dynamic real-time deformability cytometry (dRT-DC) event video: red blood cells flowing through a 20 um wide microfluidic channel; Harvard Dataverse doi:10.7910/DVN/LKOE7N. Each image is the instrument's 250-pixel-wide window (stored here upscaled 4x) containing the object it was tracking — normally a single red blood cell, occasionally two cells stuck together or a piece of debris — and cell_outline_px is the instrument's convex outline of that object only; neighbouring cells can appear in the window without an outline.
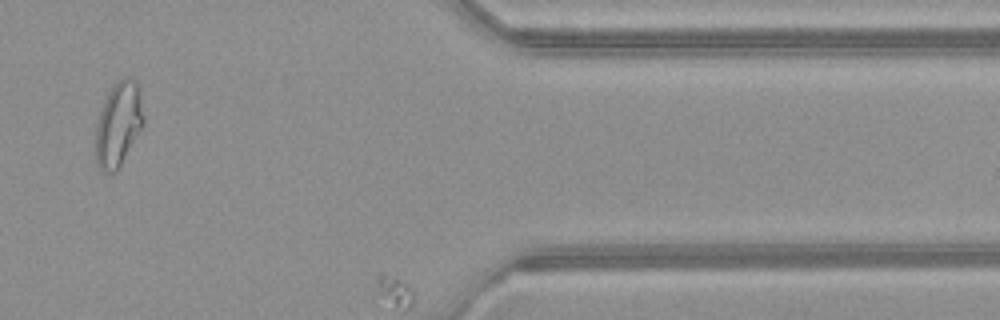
{"species": "common noctule bat (a hibernating species)", "species_latin": "Nyctalus noctula", "temperature_condition": "warm", "stored_images_in_passage": 35, "camera_frame_rate_fps": 3000, "um_per_image_px": 0.085, "animal": {"sex": "female", "body_mass_g": 21.9}, "frame": {"image": 1, "passage_image": 31, "time_ms": 10.0, "image_size_px": [1000, 320], "cell_outline_px": [[144, 124], [120, 168], [116, 172], [104, 172], [96, 164], [96, 124], [100, 112], [108, 92], [116, 80], [124, 76], [128, 76], [136, 80], [140, 88], [144, 116]], "centroid_in_image_um": [10.09, 10.53], "position_along_channel_um": 401.3, "area_um2": 23.99}}